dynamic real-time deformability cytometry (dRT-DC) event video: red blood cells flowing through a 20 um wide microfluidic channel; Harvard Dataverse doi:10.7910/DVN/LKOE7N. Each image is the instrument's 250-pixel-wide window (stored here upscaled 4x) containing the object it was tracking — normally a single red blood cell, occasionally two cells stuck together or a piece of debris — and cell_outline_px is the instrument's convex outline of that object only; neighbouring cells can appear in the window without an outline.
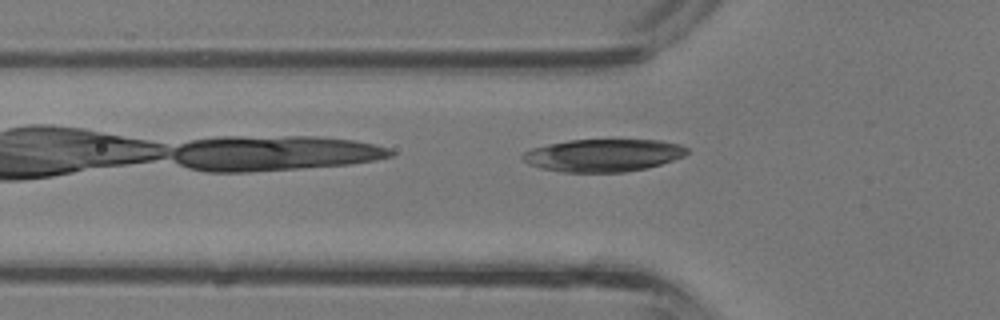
{"species": "common noctule bat (a hibernating species)", "species_latin": "Nyctalus noctula", "temperature_condition": "room temperature", "stored_images_in_passage": 29, "camera_frame_rate_fps": 3000, "um_per_image_px": 0.085, "animal": {"sex": "male", "body_mass_g": 13.3}, "frame": {"image": 1, "passage_image": 5, "time_ms": 1.333, "image_size_px": [1000, 320], "cell_outline_px": [[688, 152], [684, 156], [648, 168], [624, 172], [564, 172], [540, 168], [528, 164], [520, 156], [524, 152], [532, 148], [548, 144], [568, 140], [660, 140], [680, 144], [688, 148]], "centroid_in_image_um": [51.27, 13.2], "position_along_channel_um": 74.5, "area_um2": 31.21}}
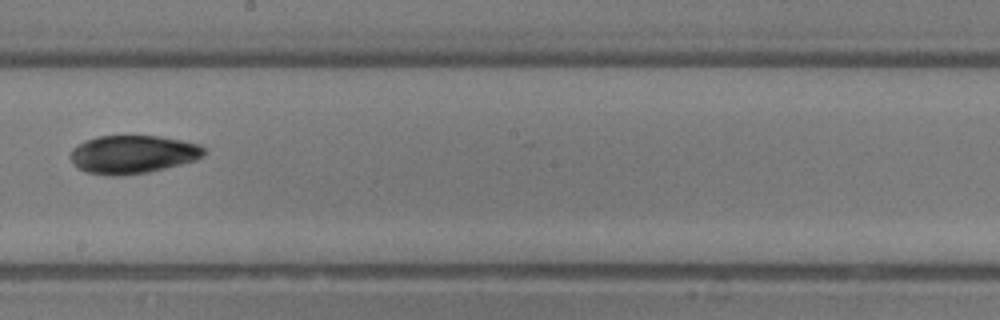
{"frame": {"image": 2, "passage_image": 14, "time_ms": 4.333, "image_size_px": [1000, 320], "cell_outline_px": [[204, 156], [196, 160], [148, 172], [120, 176], [104, 176], [84, 172], [76, 168], [72, 164], [68, 156], [72, 148], [76, 144], [84, 140], [96, 136], [160, 136], [200, 144], [204, 148]], "centroid_in_image_um": [11.2, 13.13], "position_along_channel_um": 237.0, "area_um2": 30.29}}
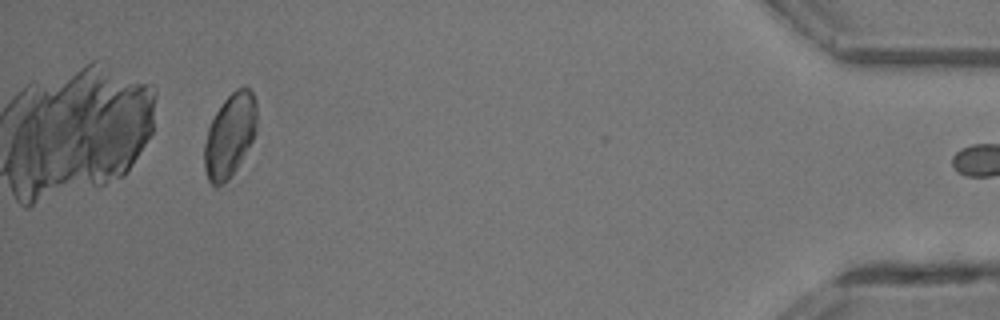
{"frame": {"image": 3, "passage_image": 28, "time_ms": 9.0, "image_size_px": [1000, 320], "cell_outline_px": [[256, 132], [252, 140], [236, 168], [228, 180], [216, 188], [208, 180], [204, 168], [204, 144], [208, 128], [216, 112], [224, 100], [236, 88], [244, 84], [252, 92], [256, 100]], "centroid_in_image_um": [19.53, 11.49], "position_along_channel_um": 415.7, "area_um2": 25.43}}